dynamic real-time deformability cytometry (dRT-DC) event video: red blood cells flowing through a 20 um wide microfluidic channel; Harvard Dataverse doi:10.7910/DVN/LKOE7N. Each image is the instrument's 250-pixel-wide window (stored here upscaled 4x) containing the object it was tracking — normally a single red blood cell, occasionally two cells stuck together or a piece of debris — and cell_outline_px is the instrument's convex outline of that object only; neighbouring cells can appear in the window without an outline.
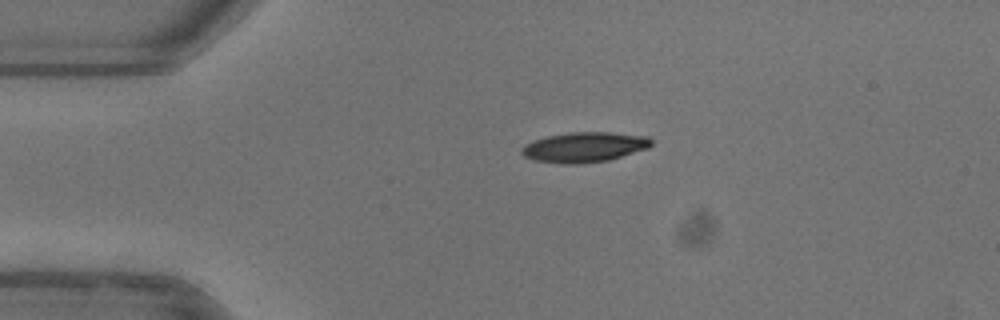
{"species": "common noctule bat (a hibernating species)", "species_latin": "Nyctalus noctula", "temperature_condition": "warm", "stored_images_in_passage": 42, "camera_frame_rate_fps": 3000, "um_per_image_px": 0.085, "animal": {"sex": "female"}, "frame": {"image": 1, "passage_image": 1, "time_ms": 0.0, "image_size_px": [1000, 320], "cell_outline_px": [[652, 144], [648, 148], [608, 160], [576, 164], [560, 164], [536, 160], [524, 156], [520, 152], [520, 148], [536, 140], [548, 136], [572, 132], [608, 132], [648, 136], [652, 140]], "centroid_in_image_um": [49.69, 12.51], "position_along_channel_um": 35.3, "area_um2": 22.48}}
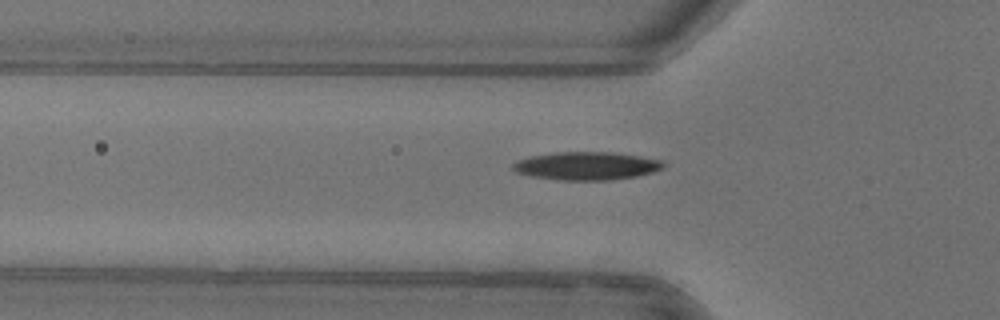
{"frame": {"image": 2, "passage_image": 7, "time_ms": 2.0, "image_size_px": [1000, 320], "cell_outline_px": [[664, 168], [652, 172], [636, 176], [608, 180], [560, 180], [532, 176], [516, 172], [512, 168], [512, 164], [516, 160], [528, 156], [556, 152], [612, 152], [640, 156], [664, 160]], "centroid_in_image_um": [49.84, 14.09], "position_along_channel_um": 76.0, "area_um2": 24.74}}
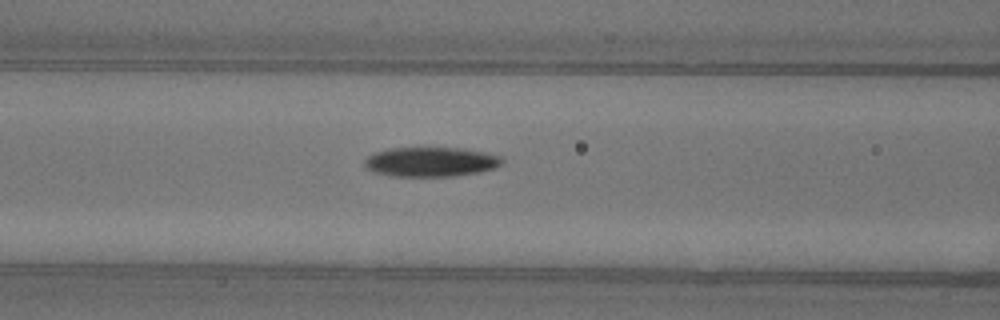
{"frame": {"image": 3, "passage_image": 11, "time_ms": 3.333, "image_size_px": [1000, 320], "cell_outline_px": [[504, 160], [496, 168], [456, 176], [392, 176], [372, 172], [364, 168], [364, 160], [368, 156], [376, 152], [392, 148], [460, 148], [484, 152], [500, 156]], "centroid_in_image_um": [36.58, 13.76], "position_along_channel_um": 130.0, "area_um2": 23.64}, "authors_computed_cell_mechanics": {"area_um2": 23.3223, "velocity_mm_per_s": 3.9744, "shape_relaxation_time_tau1_ms": 5.386, "shape_relaxation_time_tau2_ms": null, "deformation_change_tau1": 0.1824, "deformation_change_tau2": null}}